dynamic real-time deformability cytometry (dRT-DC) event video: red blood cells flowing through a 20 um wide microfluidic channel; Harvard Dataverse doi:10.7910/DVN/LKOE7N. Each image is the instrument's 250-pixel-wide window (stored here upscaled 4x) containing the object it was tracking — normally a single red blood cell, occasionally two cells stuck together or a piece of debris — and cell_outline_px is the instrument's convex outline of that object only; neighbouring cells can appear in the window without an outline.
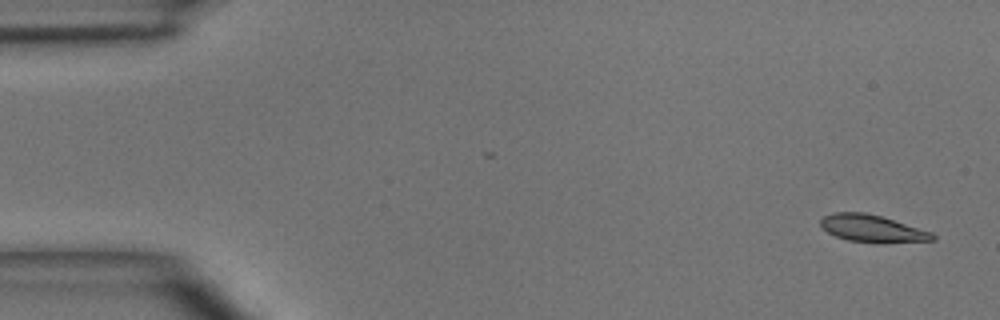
{"species": "common noctule bat (a hibernating species)", "species_latin": "Nyctalus noctula", "temperature_condition": "room temperature", "stored_images_in_passage": 4, "camera_frame_rate_fps": 3000, "um_per_image_px": 0.085, "animal": {"sex": "male", "body_mass_g": 15.6}, "frame": {"image": 1, "passage_image": 1, "time_ms": 0.0, "image_size_px": [1000, 320], "cell_outline_px": [[936, 240], [880, 244], [876, 244], [848, 240], [836, 236], [828, 232], [820, 224], [820, 220], [824, 216], [832, 212], [864, 212], [880, 216], [932, 232], [936, 236]], "centroid_in_image_um": [74.16, 19.44], "position_along_channel_um": 10.8, "area_um2": 17.92}}
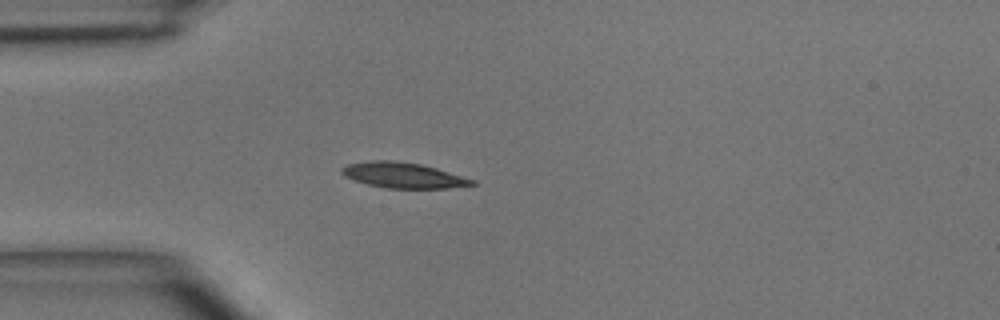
{"frame": {"image": 2, "passage_image": 4, "time_ms": 3.667, "image_size_px": [1000, 320], "cell_outline_px": [[476, 184], [448, 188], [384, 188], [368, 184], [344, 176], [340, 172], [340, 168], [348, 164], [372, 160], [396, 160], [420, 164], [436, 168], [476, 180]], "centroid_in_image_um": [34.26, 14.89], "position_along_channel_um": 50.7, "area_um2": 19.31}}